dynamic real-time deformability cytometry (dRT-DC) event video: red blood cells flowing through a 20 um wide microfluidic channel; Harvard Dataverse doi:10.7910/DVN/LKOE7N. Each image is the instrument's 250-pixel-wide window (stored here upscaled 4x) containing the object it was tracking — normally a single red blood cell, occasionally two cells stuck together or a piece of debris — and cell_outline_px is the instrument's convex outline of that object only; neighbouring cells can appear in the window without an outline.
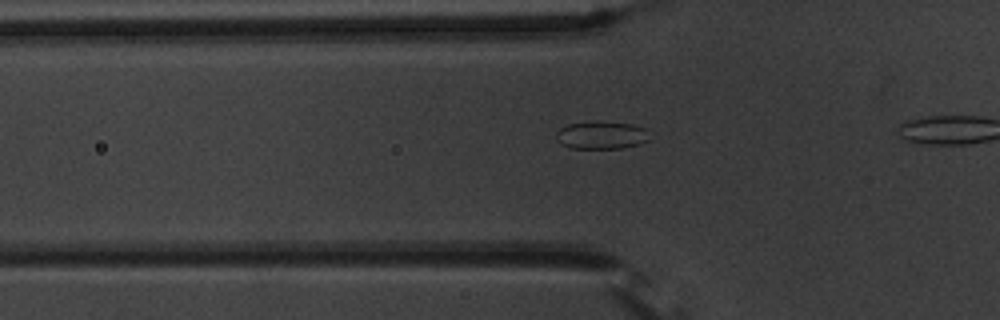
{"species": "common noctule bat (a hibernating species)", "species_latin": "Nyctalus noctula", "temperature_condition": "warm", "stored_images_in_passage": 12, "camera_frame_rate_fps": 3000, "um_per_image_px": 0.085, "animal": {"sex": "male", "body_mass_g": 20.1, "forearm_length_mm": 53.5}, "frame": {"image": 1, "passage_image": 6, "time_ms": 1.667, "image_size_px": [1000, 320], "cell_outline_px": [[652, 140], [640, 144], [624, 148], [572, 148], [560, 144], [556, 140], [556, 132], [560, 128], [568, 124], [596, 120], [632, 124], [644, 128]], "centroid_in_image_um": [51.13, 11.48], "position_along_channel_um": 74.7, "area_um2": 15.43}}
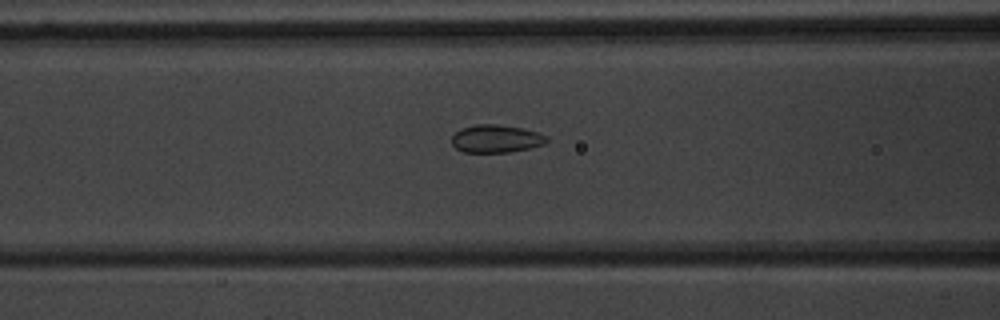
{"frame": {"image": 2, "passage_image": 10, "time_ms": 3.0, "image_size_px": [1000, 320], "cell_outline_px": [[548, 140], [544, 144], [528, 148], [508, 152], [464, 152], [456, 148], [452, 144], [452, 136], [460, 128], [476, 124], [496, 124], [524, 128], [548, 136]], "centroid_in_image_um": [42.16, 11.78], "position_along_channel_um": 124.4, "area_um2": 15.37}}